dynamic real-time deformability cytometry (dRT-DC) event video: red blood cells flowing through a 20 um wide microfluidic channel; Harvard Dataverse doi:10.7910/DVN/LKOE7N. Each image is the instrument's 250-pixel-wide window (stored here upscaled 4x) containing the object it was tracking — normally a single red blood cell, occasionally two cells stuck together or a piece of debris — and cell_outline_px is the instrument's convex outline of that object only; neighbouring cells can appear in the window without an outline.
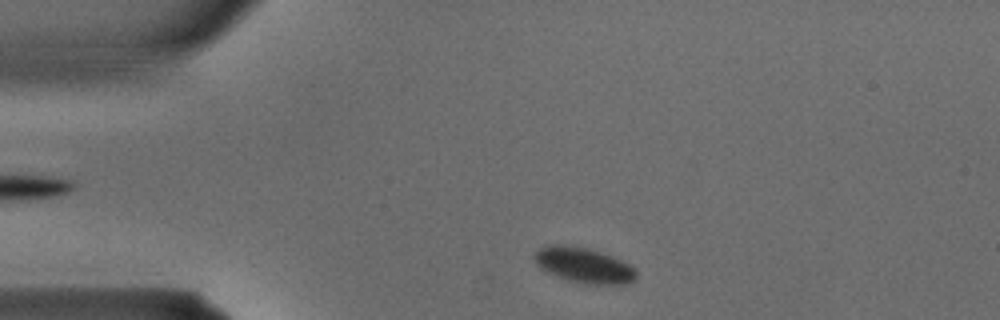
{"species": "common noctule bat (a hibernating species)", "species_latin": "Nyctalus noctula", "temperature_condition": "warm", "stored_images_in_passage": 4, "camera_frame_rate_fps": 3000, "um_per_image_px": 0.085, "animal": {"sex": "male", "body_mass_g": 15.6}, "frame": {"image": 1, "passage_image": 1, "time_ms": 0.0, "image_size_px": [1000, 320], "cell_outline_px": [[636, 276], [628, 284], [584, 284], [568, 280], [556, 276], [540, 268], [536, 264], [532, 256], [540, 248], [548, 244], [560, 244], [588, 248], [612, 256], [628, 264], [636, 272]], "centroid_in_image_um": [49.57, 22.54], "position_along_channel_um": 35.4, "area_um2": 20.87}}